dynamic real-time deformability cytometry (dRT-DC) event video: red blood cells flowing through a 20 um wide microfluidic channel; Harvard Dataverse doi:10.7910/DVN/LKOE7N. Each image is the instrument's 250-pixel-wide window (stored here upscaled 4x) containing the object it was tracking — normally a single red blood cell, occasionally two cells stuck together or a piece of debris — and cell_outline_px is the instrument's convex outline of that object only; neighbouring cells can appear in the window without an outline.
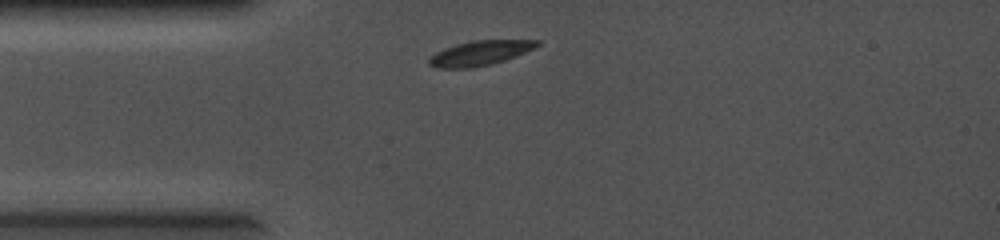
{"species": "common noctule bat (a hibernating species)", "species_latin": "Nyctalus noctula", "temperature_condition": "cold", "stored_images_in_passage": 20, "camera_frame_rate_fps": 5000, "um_per_image_px": 0.085, "animal": {"sex": "female", "body_mass_g": 19.0, "forearm_length_mm": 56.7}, "frame": {"image": 1, "passage_image": 1, "time_ms": 0.0, "image_size_px": [1000, 240], "cell_outline_px": [[540, 44], [516, 56], [492, 64], [472, 68], [436, 68], [428, 64], [428, 60], [436, 52], [444, 48], [456, 44], [472, 40], [540, 40]], "centroid_in_image_um": [40.76, 4.51], "position_along_channel_um": 44.2, "area_um2": 15.49}}
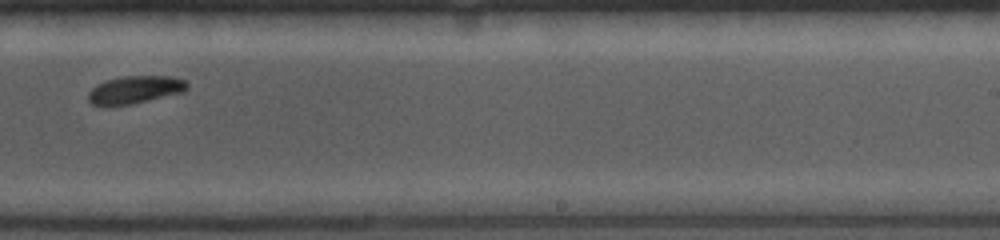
{"frame": {"image": 2, "passage_image": 12, "time_ms": 2.2, "image_size_px": [1000, 240], "cell_outline_px": [[188, 88], [184, 92], [132, 104], [92, 104], [88, 100], [88, 92], [96, 84], [120, 76], [172, 76], [184, 80], [188, 84]], "centroid_in_image_um": [11.51, 7.6], "position_along_channel_um": 277.5, "area_um2": 15.78}}
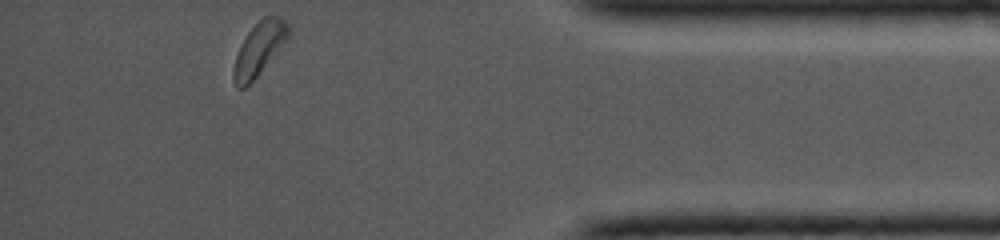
{"frame": {"image": 3, "passage_image": 20, "time_ms": 3.8, "image_size_px": [1000, 240], "cell_outline_px": [[292, 32], [256, 76], [244, 88], [236, 88], [232, 80], [232, 68], [240, 44], [248, 32], [264, 16], [280, 16], [288, 24]], "centroid_in_image_um": [21.99, 4.14], "position_along_channel_um": 413.2, "area_um2": 16.65}}